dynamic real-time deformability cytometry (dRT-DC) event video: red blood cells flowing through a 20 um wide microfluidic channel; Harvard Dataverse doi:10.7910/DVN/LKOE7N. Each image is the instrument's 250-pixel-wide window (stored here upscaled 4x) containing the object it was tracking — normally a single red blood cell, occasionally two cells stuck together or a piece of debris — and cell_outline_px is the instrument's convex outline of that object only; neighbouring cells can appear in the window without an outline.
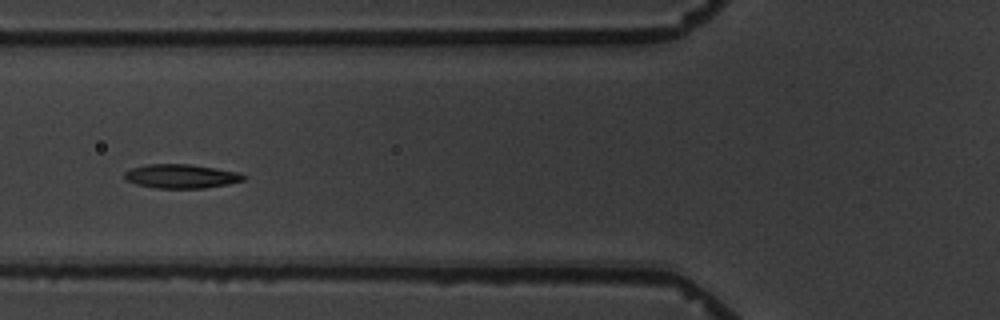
{"species": "common noctule bat (a hibernating species)", "species_latin": "Nyctalus noctula", "temperature_condition": "warm", "stored_images_in_passage": 7, "camera_frame_rate_fps": 3000, "um_per_image_px": 0.085, "animal": {"sex": "male", "body_mass_g": 19.5, "forearm_length_mm": 54.6}, "frame": {"image": 1, "passage_image": 5, "time_ms": 4.667, "image_size_px": [1000, 320], "cell_outline_px": [[248, 176], [244, 180], [228, 184], [204, 188], [156, 188], [136, 184], [124, 180], [124, 172], [132, 168], [148, 164], [188, 164], [216, 168], [240, 172]], "centroid_in_image_um": [15.41, 14.98], "position_along_channel_um": 110.4, "area_um2": 16.76}}
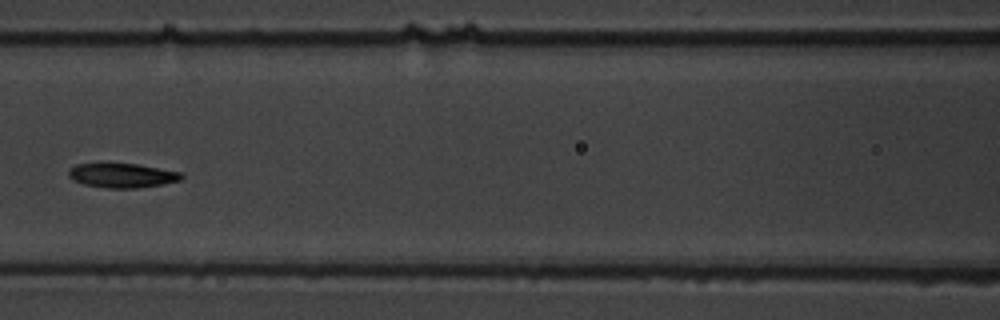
{"frame": {"image": 2, "passage_image": 6, "time_ms": 6.0, "image_size_px": [1000, 320], "cell_outline_px": [[184, 176], [180, 180], [160, 184], [136, 188], [108, 188], [84, 184], [72, 180], [68, 176], [68, 172], [76, 164], [100, 160], [108, 160], [136, 164], [180, 172]], "centroid_in_image_um": [10.28, 14.85], "position_along_channel_um": 156.3, "area_um2": 16.65}}
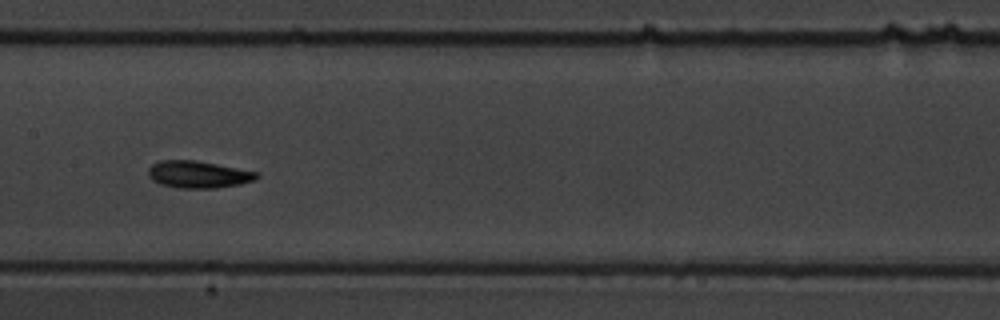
{"frame": {"image": 3, "passage_image": 7, "time_ms": 7.0, "image_size_px": [1000, 320], "cell_outline_px": [[260, 176], [256, 180], [240, 184], [216, 188], [180, 188], [160, 184], [152, 180], [148, 176], [148, 168], [152, 164], [160, 160], [196, 160], [260, 172]], "centroid_in_image_um": [16.88, 14.82], "position_along_channel_um": 190.5, "area_um2": 17.34}}